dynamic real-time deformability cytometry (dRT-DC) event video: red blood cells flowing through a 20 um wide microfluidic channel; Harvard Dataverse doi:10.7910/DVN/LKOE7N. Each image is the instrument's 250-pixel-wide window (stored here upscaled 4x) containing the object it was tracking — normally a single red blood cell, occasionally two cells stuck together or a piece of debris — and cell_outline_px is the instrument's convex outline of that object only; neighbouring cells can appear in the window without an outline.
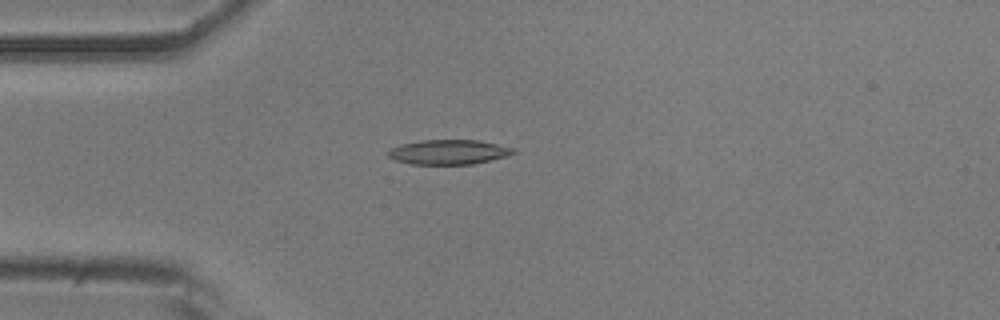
{"species": "common noctule bat (a hibernating species)", "species_latin": "Nyctalus noctula", "temperature_condition": "room temperature", "stored_images_in_passage": 52, "camera_frame_rate_fps": 3000, "um_per_image_px": 0.085, "animal": {"sex": "male", "body_mass_g": 20.5, "forearm_length_mm": 52.5}, "frame": {"image": 1, "passage_image": 13, "time_ms": 4.0, "image_size_px": [1000, 320], "cell_outline_px": [[516, 152], [508, 156], [472, 164], [412, 164], [396, 160], [388, 156], [388, 152], [392, 148], [400, 144], [420, 140], [476, 140], [516, 148]], "centroid_in_image_um": [38.15, 12.92], "position_along_channel_um": 46.8, "area_um2": 17.92}}
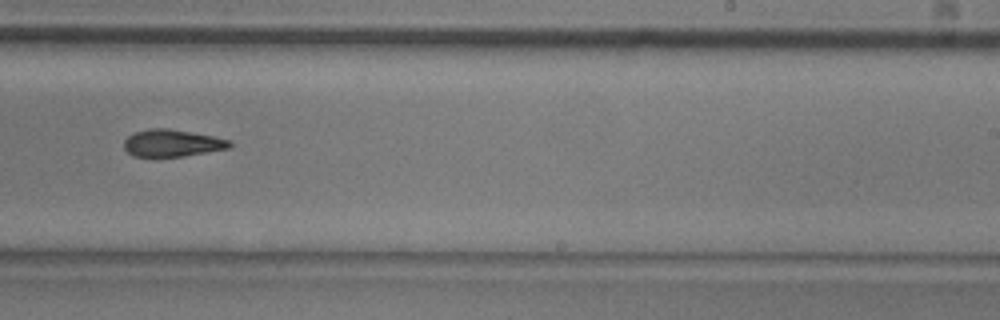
{"frame": {"image": 2, "passage_image": 32, "time_ms": 10.333, "image_size_px": [1000, 320], "cell_outline_px": [[232, 144], [228, 148], [184, 156], [132, 156], [124, 148], [124, 140], [132, 132], [148, 128], [168, 128], [192, 132], [232, 140]], "centroid_in_image_um": [14.6, 12.14], "position_along_channel_um": 274.4, "area_um2": 16.7}}
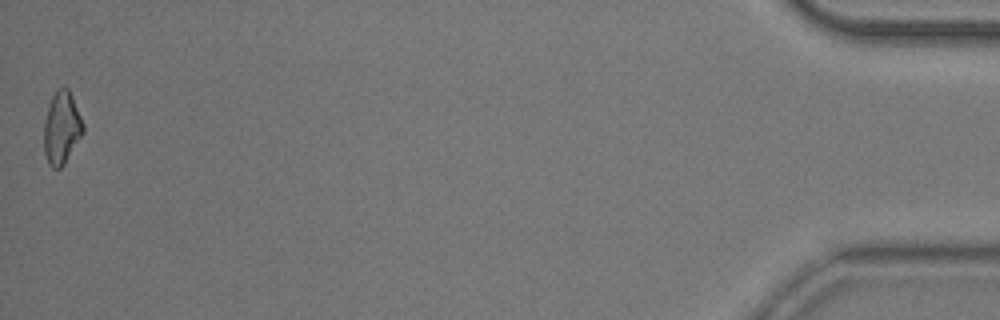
{"frame": {"image": 3, "passage_image": 52, "time_ms": 17.0, "image_size_px": [1000, 320], "cell_outline_px": [[84, 132], [64, 164], [60, 168], [52, 168], [48, 164], [44, 152], [44, 120], [52, 96], [56, 88], [64, 84], [68, 88], [72, 96], [84, 124]], "centroid_in_image_um": [5.24, 10.84], "position_along_channel_um": 430.0, "area_um2": 16.7}, "authors_computed_cell_mechanics": {"area_um2": 17.4267, "velocity_mm_per_s": 3.7971, "shape_relaxation_time_tau1_ms": 7.0731, "shape_relaxation_time_tau2_ms": 3.3958, "deformation_change_tau1": 0.1863, "deformation_change_tau2": 0.1074}}